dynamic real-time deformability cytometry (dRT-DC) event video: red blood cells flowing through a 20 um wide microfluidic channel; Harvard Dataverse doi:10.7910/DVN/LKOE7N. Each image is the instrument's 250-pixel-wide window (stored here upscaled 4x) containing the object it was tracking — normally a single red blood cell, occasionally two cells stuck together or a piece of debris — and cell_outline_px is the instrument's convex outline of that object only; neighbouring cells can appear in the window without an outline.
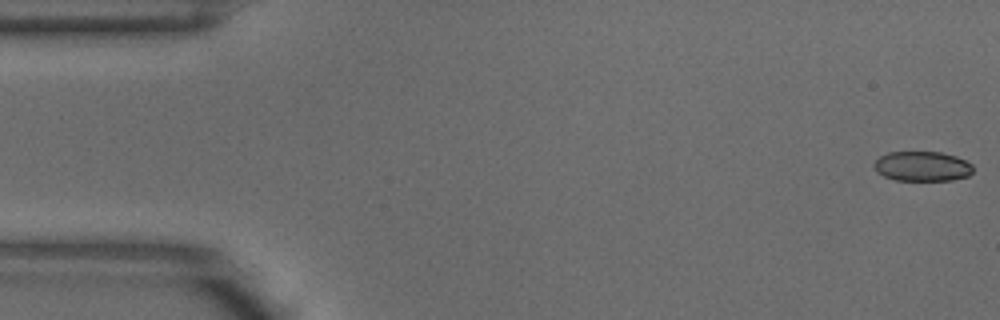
{"species": "common noctule bat (a hibernating species)", "species_latin": "Nyctalus noctula", "temperature_condition": "warm", "stored_images_in_passage": 4, "camera_frame_rate_fps": 3000, "um_per_image_px": 0.085, "animal": {"sex": "male", "body_mass_g": 18.8}, "frame": {"image": 1, "passage_image": 1, "time_ms": 0.0, "image_size_px": [1000, 320], "cell_outline_px": [[972, 172], [968, 176], [952, 180], [896, 180], [884, 176], [876, 172], [872, 164], [880, 156], [888, 152], [940, 152], [956, 156], [972, 164]], "centroid_in_image_um": [78.37, 14.13], "position_along_channel_um": 6.6, "area_um2": 17.22}}
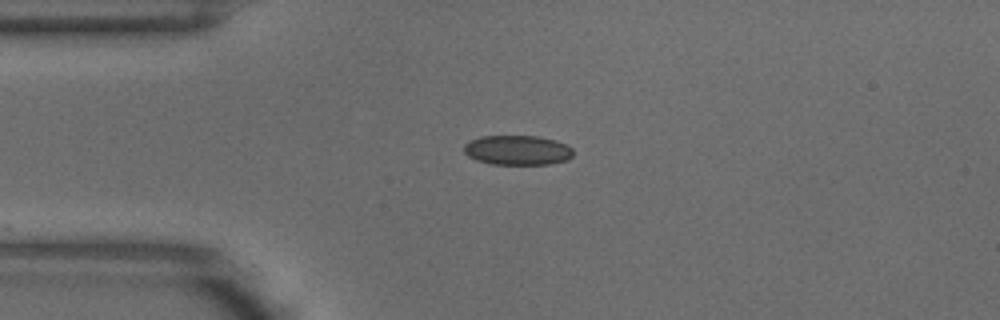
{"frame": {"image": 2, "passage_image": 4, "time_ms": 1.0, "image_size_px": [1000, 320], "cell_outline_px": [[572, 156], [568, 160], [548, 164], [492, 164], [476, 160], [468, 156], [464, 152], [464, 144], [480, 136], [536, 136], [556, 140], [572, 148]], "centroid_in_image_um": [43.97, 12.76], "position_along_channel_um": 41.0, "area_um2": 18.84}}